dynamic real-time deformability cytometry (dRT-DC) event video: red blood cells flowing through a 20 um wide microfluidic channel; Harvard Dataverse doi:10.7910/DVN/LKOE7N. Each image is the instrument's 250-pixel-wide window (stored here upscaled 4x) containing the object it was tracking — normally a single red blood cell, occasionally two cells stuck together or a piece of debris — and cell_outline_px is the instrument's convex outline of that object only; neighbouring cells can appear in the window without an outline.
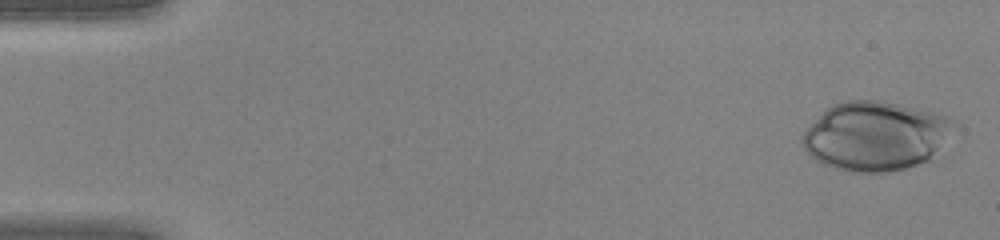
{"species": "human", "species_latin": "Homo sapiens", "temperature_condition": "warm", "stored_images_in_passage": 44, "camera_frame_rate_fps": 3000, "um_per_image_px": 0.085, "donor": {"sex": "female"}, "frame": {"image": 1, "passage_image": 2, "time_ms": 0.333, "image_size_px": [1000, 240], "cell_outline_px": [[952, 124], [932, 160], [904, 168], [884, 172], [852, 172], [836, 168], [824, 164], [808, 156], [800, 140], [804, 132], [832, 104], [844, 100], [876, 100], [896, 104], [932, 112], [944, 116], [952, 120]], "centroid_in_image_um": [74.34, 11.58], "position_along_channel_um": 10.7, "area_um2": 59.82}}
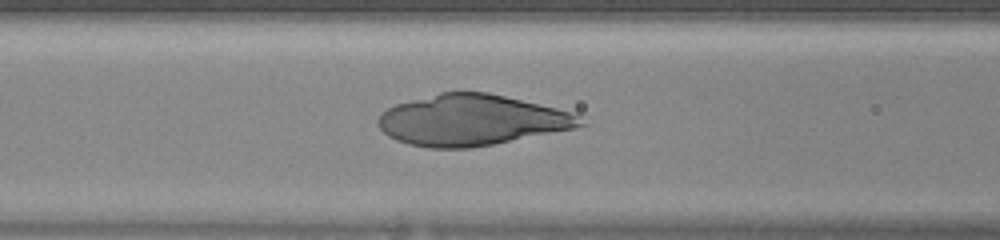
{"frame": {"image": 2, "passage_image": 19, "time_ms": 6.0, "image_size_px": [1000, 240], "cell_outline_px": [[588, 124], [576, 128], [492, 144], [468, 148], [428, 148], [408, 144], [396, 140], [388, 136], [376, 124], [376, 120], [388, 108], [396, 104], [440, 92], [488, 92], [556, 108], [580, 116]], "centroid_in_image_um": [40.06, 10.21], "position_along_channel_um": 126.5, "area_um2": 59.65}}
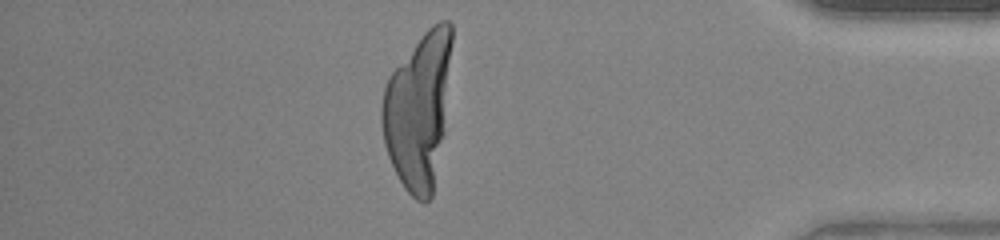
{"frame": {"image": 3, "passage_image": 39, "time_ms": 12.667, "image_size_px": [1000, 240], "cell_outline_px": [[452, 40], [444, 132], [432, 196], [424, 204], [416, 200], [404, 188], [388, 156], [384, 144], [380, 124], [380, 108], [384, 88], [388, 76], [424, 32], [432, 24], [440, 20], [448, 20], [452, 24]], "centroid_in_image_um": [35.55, 9.37], "position_along_channel_um": 399.7, "area_um2": 63.41}}